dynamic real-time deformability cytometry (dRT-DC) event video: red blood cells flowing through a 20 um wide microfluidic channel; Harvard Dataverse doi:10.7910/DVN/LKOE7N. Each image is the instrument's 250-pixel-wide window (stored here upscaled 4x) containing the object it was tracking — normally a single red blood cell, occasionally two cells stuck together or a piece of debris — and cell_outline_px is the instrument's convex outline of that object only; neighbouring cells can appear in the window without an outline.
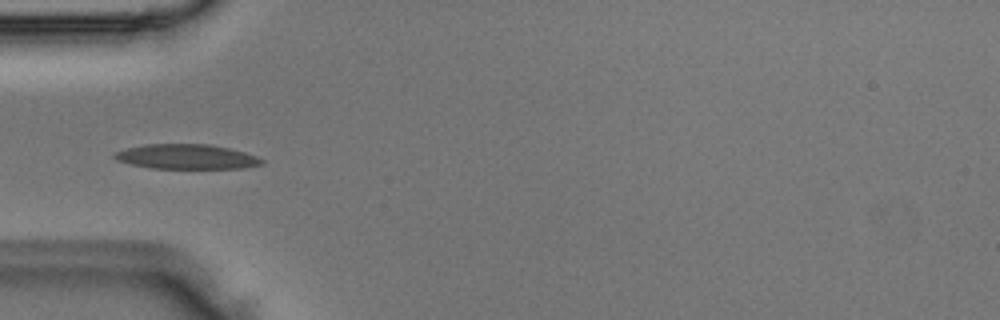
{"species": "Egyptian fruit bat (a non-hibernating species)", "species_latin": "Rousettus aegyptiacus", "temperature_condition": "room temperature", "stored_images_in_passage": 5, "camera_frame_rate_fps": 3000, "um_per_image_px": 0.085, "animal": {"sex": "male"}, "frame": {"image": 1, "passage_image": 3, "time_ms": 0.667, "image_size_px": [1000, 320], "cell_outline_px": [[264, 164], [244, 168], [152, 168], [132, 164], [116, 160], [112, 156], [116, 152], [128, 148], [144, 144], [208, 144], [228, 148], [244, 152], [256, 156], [264, 160]], "centroid_in_image_um": [15.87, 13.32], "position_along_channel_um": 69.1, "area_um2": 21.1}}
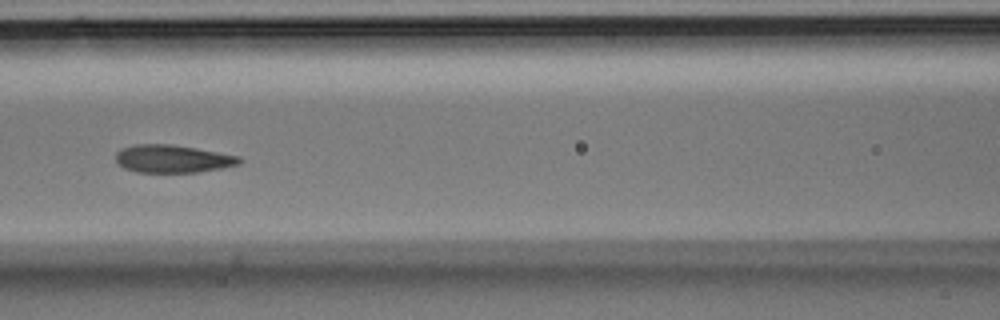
{"frame": {"image": 2, "passage_image": 5, "time_ms": 1.333, "image_size_px": [1000, 320], "cell_outline_px": [[244, 160], [240, 164], [220, 168], [196, 172], [136, 172], [124, 168], [116, 160], [116, 152], [120, 148], [136, 144], [172, 144], [196, 148], [240, 156]], "centroid_in_image_um": [14.68, 13.49], "position_along_channel_um": 151.9, "area_um2": 20.06}}